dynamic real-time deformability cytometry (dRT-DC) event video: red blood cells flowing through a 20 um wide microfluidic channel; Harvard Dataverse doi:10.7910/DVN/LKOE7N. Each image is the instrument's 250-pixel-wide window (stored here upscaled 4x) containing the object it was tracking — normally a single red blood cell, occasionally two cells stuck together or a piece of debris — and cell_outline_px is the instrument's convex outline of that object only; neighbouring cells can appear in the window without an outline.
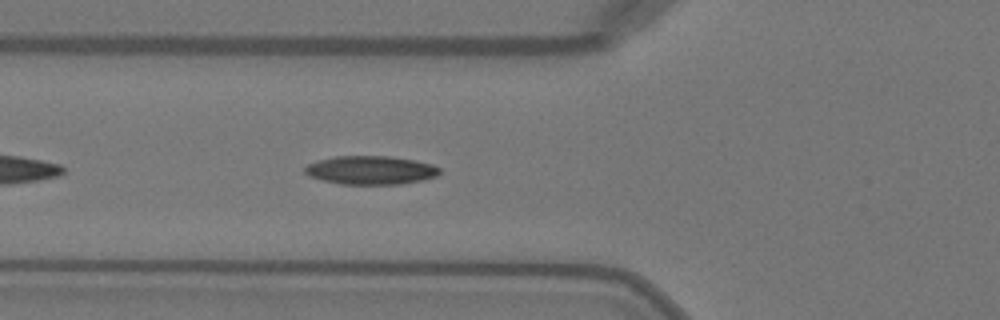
{"species": "Egyptian fruit bat (a non-hibernating species)", "species_latin": "Rousettus aegyptiacus", "temperature_condition": "warm", "stored_images_in_passage": 38, "segment_of_instrument_passage": [1, 2], "camera_frame_rate_fps": 3000, "um_per_image_px": 0.085, "animal": {"sex": "female"}, "frame": {"image": 1, "passage_image": 5, "time_ms": 1.333, "image_size_px": [1000, 320], "cell_outline_px": [[440, 172], [436, 176], [424, 180], [400, 184], [340, 184], [308, 176], [304, 172], [304, 168], [308, 164], [316, 160], [332, 156], [388, 156], [416, 160], [432, 164], [440, 168]], "centroid_in_image_um": [31.5, 14.46], "position_along_channel_um": 94.3, "area_um2": 22.6}}
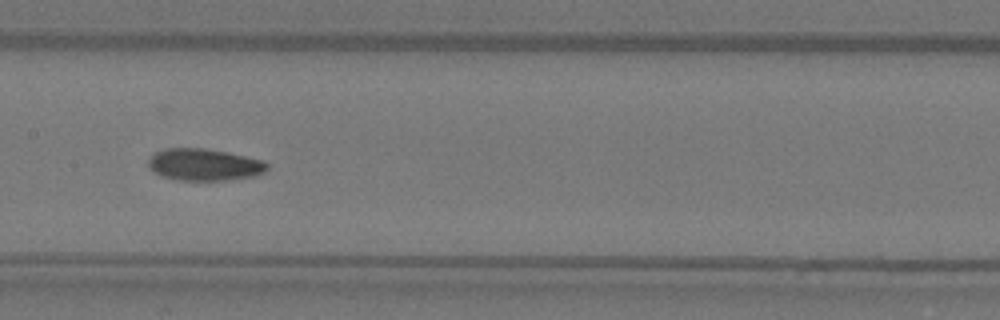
{"frame": {"image": 2, "passage_image": 12, "time_ms": 3.667, "image_size_px": [1000, 320], "cell_outline_px": [[268, 168], [264, 172], [256, 176], [228, 180], [176, 180], [160, 176], [148, 164], [148, 160], [156, 152], [164, 148], [204, 148], [264, 160], [268, 164]], "centroid_in_image_um": [17.38, 14.0], "position_along_channel_um": 190.0, "area_um2": 22.02}}
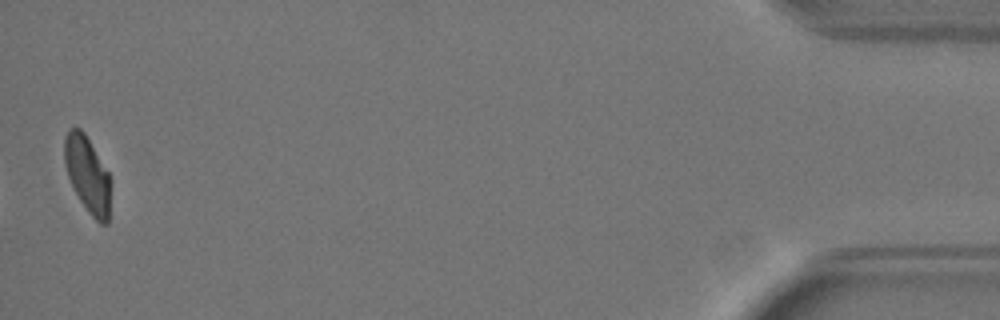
{"frame": {"image": 3, "passage_image": 36, "time_ms": 11.667, "image_size_px": [1000, 320], "cell_outline_px": [[112, 184], [108, 224], [100, 224], [88, 212], [80, 200], [68, 176], [64, 164], [64, 136], [68, 128], [80, 128], [84, 132], [108, 172], [112, 180]], "centroid_in_image_um": [7.46, 14.85], "position_along_channel_um": 427.7, "area_um2": 20.75}}